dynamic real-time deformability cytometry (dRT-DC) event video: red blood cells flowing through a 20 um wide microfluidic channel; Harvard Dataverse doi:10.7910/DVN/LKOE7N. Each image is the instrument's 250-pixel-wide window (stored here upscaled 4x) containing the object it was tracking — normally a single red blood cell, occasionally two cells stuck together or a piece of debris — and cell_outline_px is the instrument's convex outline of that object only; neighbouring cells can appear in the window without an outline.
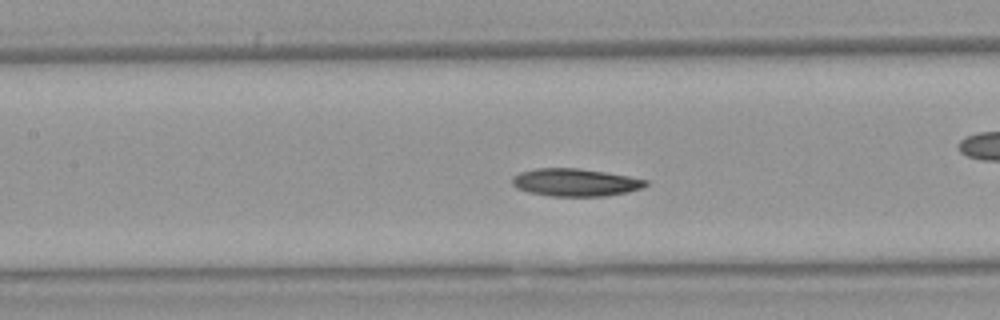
{"species": "Egyptian fruit bat (a non-hibernating species)", "species_latin": "Rousettus aegyptiacus", "temperature_condition": "warm", "stored_images_in_passage": 54, "camera_frame_rate_fps": 3000, "um_per_image_px": 0.085, "animal": {"sex": "female"}, "frame": {"image": 1, "passage_image": 24, "time_ms": 7.667, "image_size_px": [1000, 320], "cell_outline_px": [[648, 184], [644, 188], [628, 192], [608, 196], [552, 196], [528, 192], [516, 188], [512, 184], [512, 176], [520, 172], [536, 168], [576, 168], [604, 172], [628, 176], [648, 180]], "centroid_in_image_um": [48.91, 15.51], "position_along_channel_um": 158.5, "area_um2": 21.62}}
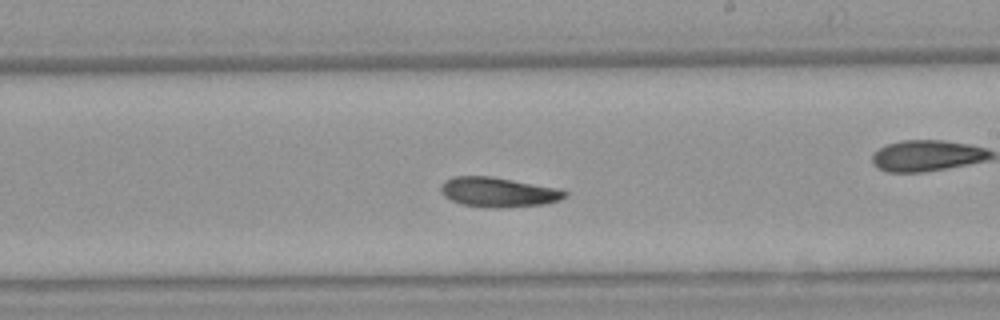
{"frame": {"image": 2, "passage_image": 31, "time_ms": 10.0, "image_size_px": [1000, 320], "cell_outline_px": [[568, 196], [560, 200], [544, 204], [504, 208], [492, 208], [460, 204], [444, 196], [440, 192], [440, 188], [444, 180], [452, 176], [488, 176], [560, 188], [568, 192]], "centroid_in_image_um": [42.36, 16.34], "position_along_channel_um": 246.6, "area_um2": 21.68}, "authors_computed_cell_mechanics": {"area_um2": 21.1837, "velocity_mm_per_s": 3.8095, "shape_relaxation_time_tau1_ms": null, "shape_relaxation_time_tau2_ms": 3.4552, "deformation_change_tau1": null, "deformation_change_tau2": 0.0973}}